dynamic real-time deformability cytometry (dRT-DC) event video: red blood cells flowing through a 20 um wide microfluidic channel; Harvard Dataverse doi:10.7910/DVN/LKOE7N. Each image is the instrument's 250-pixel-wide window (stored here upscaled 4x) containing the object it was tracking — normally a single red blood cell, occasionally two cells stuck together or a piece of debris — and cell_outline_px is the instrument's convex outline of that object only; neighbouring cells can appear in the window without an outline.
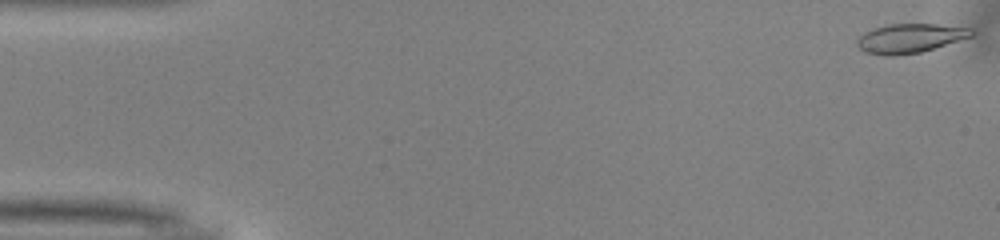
{"species": "common noctule bat (a hibernating species)", "species_latin": "Nyctalus noctula", "temperature_condition": "warm", "stored_images_in_passage": 41, "camera_frame_rate_fps": 3000, "um_per_image_px": 0.085, "animal": {"sex": "male", "body_mass_g": 13.0, "forearm_length_mm": 53.1}, "frame": {"image": 1, "passage_image": 1, "time_ms": 0.0, "image_size_px": [1000, 240], "cell_outline_px": [[976, 32], [972, 36], [920, 52], [892, 56], [884, 56], [864, 52], [856, 44], [856, 40], [864, 32], [872, 28], [888, 24], [936, 24], [972, 28]], "centroid_in_image_um": [77.32, 3.25], "position_along_channel_um": 7.7, "area_um2": 19.48}}
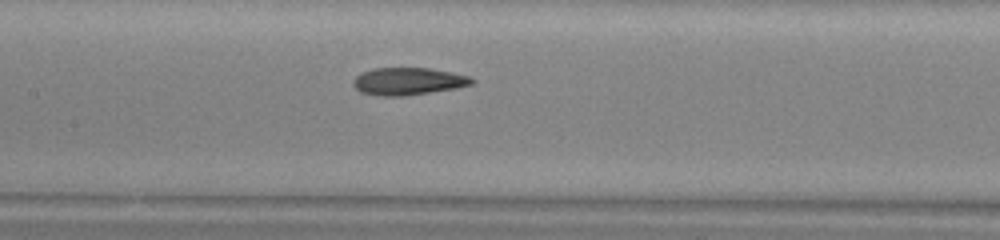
{"frame": {"image": 2, "passage_image": 24, "time_ms": 7.667, "image_size_px": [1000, 240], "cell_outline_px": [[476, 80], [472, 84], [456, 88], [400, 96], [376, 96], [360, 92], [352, 84], [352, 80], [360, 72], [376, 68], [428, 68], [452, 72], [468, 76]], "centroid_in_image_um": [34.65, 6.91], "position_along_channel_um": 172.8, "area_um2": 18.9}}
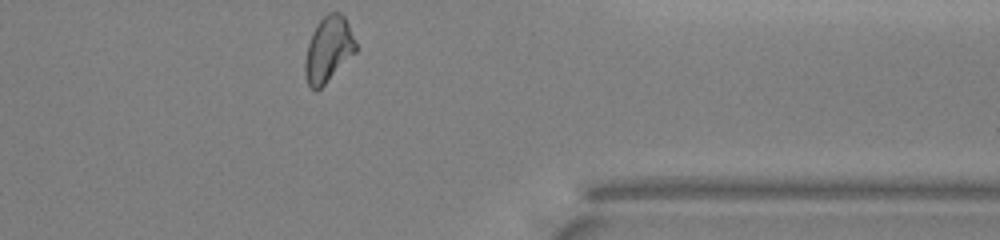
{"frame": {"image": 3, "passage_image": 41, "time_ms": 13.333, "image_size_px": [1000, 240], "cell_outline_px": [[356, 52], [316, 92], [308, 84], [304, 72], [304, 60], [308, 44], [312, 32], [316, 24], [328, 12], [340, 12], [344, 16], [348, 24], [356, 44]], "centroid_in_image_um": [27.89, 4.18], "position_along_channel_um": 383.5, "area_um2": 19.19}, "authors_computed_cell_mechanics": {"area_um2": 19.3052, "velocity_mm_per_s": 4.0011, "shape_relaxation_time_tau1_ms": 7.893, "shape_relaxation_time_tau2_ms": 2.2013, "deformation_change_tau1": 0.2118, "deformation_change_tau2": 0.094}}